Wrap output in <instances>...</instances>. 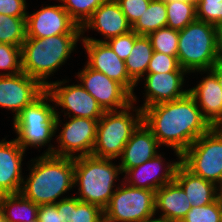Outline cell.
Instances as JSON below:
<instances>
[{
  "mask_svg": "<svg viewBox=\"0 0 222 222\" xmlns=\"http://www.w3.org/2000/svg\"><path fill=\"white\" fill-rule=\"evenodd\" d=\"M142 121L159 145L171 147L179 159L191 144L212 128L189 93L182 98L144 108Z\"/></svg>",
  "mask_w": 222,
  "mask_h": 222,
  "instance_id": "6da1fadb",
  "label": "cell"
},
{
  "mask_svg": "<svg viewBox=\"0 0 222 222\" xmlns=\"http://www.w3.org/2000/svg\"><path fill=\"white\" fill-rule=\"evenodd\" d=\"M30 174L23 181L21 194L33 203L56 204L74 186V158L41 155L31 159Z\"/></svg>",
  "mask_w": 222,
  "mask_h": 222,
  "instance_id": "7a4b0ae2",
  "label": "cell"
},
{
  "mask_svg": "<svg viewBox=\"0 0 222 222\" xmlns=\"http://www.w3.org/2000/svg\"><path fill=\"white\" fill-rule=\"evenodd\" d=\"M81 37L82 34L26 37L21 47L22 71L46 88L47 78L67 61Z\"/></svg>",
  "mask_w": 222,
  "mask_h": 222,
  "instance_id": "3957f363",
  "label": "cell"
},
{
  "mask_svg": "<svg viewBox=\"0 0 222 222\" xmlns=\"http://www.w3.org/2000/svg\"><path fill=\"white\" fill-rule=\"evenodd\" d=\"M113 159L97 158L92 155L74 158V185L78 186L80 201L106 208L115 189V181L122 174Z\"/></svg>",
  "mask_w": 222,
  "mask_h": 222,
  "instance_id": "277c9868",
  "label": "cell"
},
{
  "mask_svg": "<svg viewBox=\"0 0 222 222\" xmlns=\"http://www.w3.org/2000/svg\"><path fill=\"white\" fill-rule=\"evenodd\" d=\"M50 101L53 99L45 90L13 118V127L18 135L15 140L24 151L28 146H45L55 136L61 120L55 106L49 104Z\"/></svg>",
  "mask_w": 222,
  "mask_h": 222,
  "instance_id": "5b68a950",
  "label": "cell"
},
{
  "mask_svg": "<svg viewBox=\"0 0 222 222\" xmlns=\"http://www.w3.org/2000/svg\"><path fill=\"white\" fill-rule=\"evenodd\" d=\"M177 58L189 74L210 70L220 60L216 26L196 19L180 30Z\"/></svg>",
  "mask_w": 222,
  "mask_h": 222,
  "instance_id": "8992f818",
  "label": "cell"
},
{
  "mask_svg": "<svg viewBox=\"0 0 222 222\" xmlns=\"http://www.w3.org/2000/svg\"><path fill=\"white\" fill-rule=\"evenodd\" d=\"M133 103L118 111H105L98 120L96 141L92 156L97 158H120L133 131L142 122V109ZM135 113H130L132 110ZM135 109V110H134ZM136 116V117H134Z\"/></svg>",
  "mask_w": 222,
  "mask_h": 222,
  "instance_id": "52a82bcc",
  "label": "cell"
},
{
  "mask_svg": "<svg viewBox=\"0 0 222 222\" xmlns=\"http://www.w3.org/2000/svg\"><path fill=\"white\" fill-rule=\"evenodd\" d=\"M181 163L218 186L222 179V127H212L200 136L181 154Z\"/></svg>",
  "mask_w": 222,
  "mask_h": 222,
  "instance_id": "ba28073f",
  "label": "cell"
},
{
  "mask_svg": "<svg viewBox=\"0 0 222 222\" xmlns=\"http://www.w3.org/2000/svg\"><path fill=\"white\" fill-rule=\"evenodd\" d=\"M123 183V184H122ZM118 185L103 212L120 222H137L156 215L155 191Z\"/></svg>",
  "mask_w": 222,
  "mask_h": 222,
  "instance_id": "9c48e42d",
  "label": "cell"
},
{
  "mask_svg": "<svg viewBox=\"0 0 222 222\" xmlns=\"http://www.w3.org/2000/svg\"><path fill=\"white\" fill-rule=\"evenodd\" d=\"M71 120L63 125L57 136L58 148L49 145L44 155L76 158L92 154L99 119L84 117H68ZM77 152L78 155H75ZM80 152V153H78Z\"/></svg>",
  "mask_w": 222,
  "mask_h": 222,
  "instance_id": "30bf717a",
  "label": "cell"
},
{
  "mask_svg": "<svg viewBox=\"0 0 222 222\" xmlns=\"http://www.w3.org/2000/svg\"><path fill=\"white\" fill-rule=\"evenodd\" d=\"M77 76L84 89L104 111L122 110L133 103V95L122 84L93 70L87 64Z\"/></svg>",
  "mask_w": 222,
  "mask_h": 222,
  "instance_id": "8fae6325",
  "label": "cell"
},
{
  "mask_svg": "<svg viewBox=\"0 0 222 222\" xmlns=\"http://www.w3.org/2000/svg\"><path fill=\"white\" fill-rule=\"evenodd\" d=\"M67 82L69 81L49 82L46 91L52 97V102L56 106L62 107L63 110H67L69 117L73 113L72 117L100 119L105 111L96 99L84 89L81 83L65 86L64 84Z\"/></svg>",
  "mask_w": 222,
  "mask_h": 222,
  "instance_id": "7c38bea8",
  "label": "cell"
},
{
  "mask_svg": "<svg viewBox=\"0 0 222 222\" xmlns=\"http://www.w3.org/2000/svg\"><path fill=\"white\" fill-rule=\"evenodd\" d=\"M59 34H82L62 5H49L27 14L26 37L44 38Z\"/></svg>",
  "mask_w": 222,
  "mask_h": 222,
  "instance_id": "4fadbf2b",
  "label": "cell"
},
{
  "mask_svg": "<svg viewBox=\"0 0 222 222\" xmlns=\"http://www.w3.org/2000/svg\"><path fill=\"white\" fill-rule=\"evenodd\" d=\"M45 90L37 79L23 71L15 75H0V107L15 112V118Z\"/></svg>",
  "mask_w": 222,
  "mask_h": 222,
  "instance_id": "5bb4252c",
  "label": "cell"
},
{
  "mask_svg": "<svg viewBox=\"0 0 222 222\" xmlns=\"http://www.w3.org/2000/svg\"><path fill=\"white\" fill-rule=\"evenodd\" d=\"M81 41L88 54L87 65L122 84L133 95V103L136 102L137 97L133 91L137 84L129 77L125 61L120 59L106 42Z\"/></svg>",
  "mask_w": 222,
  "mask_h": 222,
  "instance_id": "9a60e30c",
  "label": "cell"
},
{
  "mask_svg": "<svg viewBox=\"0 0 222 222\" xmlns=\"http://www.w3.org/2000/svg\"><path fill=\"white\" fill-rule=\"evenodd\" d=\"M162 158L161 154L158 153L143 164L128 169L124 173L123 180L130 186L152 191H156L165 184L171 183L175 179V173L181 163V159L172 163L168 162L164 167L165 172L160 173V175V169L165 165Z\"/></svg>",
  "mask_w": 222,
  "mask_h": 222,
  "instance_id": "2e32d148",
  "label": "cell"
},
{
  "mask_svg": "<svg viewBox=\"0 0 222 222\" xmlns=\"http://www.w3.org/2000/svg\"><path fill=\"white\" fill-rule=\"evenodd\" d=\"M82 29V38L80 40H91L105 42L110 38L124 35L132 30L126 16L123 14L119 4L115 0H106L97 8L92 17L84 24ZM86 29H94L105 36L106 40L84 37Z\"/></svg>",
  "mask_w": 222,
  "mask_h": 222,
  "instance_id": "e0dca14e",
  "label": "cell"
},
{
  "mask_svg": "<svg viewBox=\"0 0 222 222\" xmlns=\"http://www.w3.org/2000/svg\"><path fill=\"white\" fill-rule=\"evenodd\" d=\"M185 74H187L185 70H175L168 73H147L145 77L146 99L140 108L143 110L158 103L184 97L188 93V89H182Z\"/></svg>",
  "mask_w": 222,
  "mask_h": 222,
  "instance_id": "ac0fdd59",
  "label": "cell"
},
{
  "mask_svg": "<svg viewBox=\"0 0 222 222\" xmlns=\"http://www.w3.org/2000/svg\"><path fill=\"white\" fill-rule=\"evenodd\" d=\"M196 87L188 89V93L196 100L202 116L212 127H222V90L216 75L211 71Z\"/></svg>",
  "mask_w": 222,
  "mask_h": 222,
  "instance_id": "d6986e66",
  "label": "cell"
},
{
  "mask_svg": "<svg viewBox=\"0 0 222 222\" xmlns=\"http://www.w3.org/2000/svg\"><path fill=\"white\" fill-rule=\"evenodd\" d=\"M4 140L0 141V190L5 194H18L25 179L21 174L25 151L15 139Z\"/></svg>",
  "mask_w": 222,
  "mask_h": 222,
  "instance_id": "ffe728a7",
  "label": "cell"
},
{
  "mask_svg": "<svg viewBox=\"0 0 222 222\" xmlns=\"http://www.w3.org/2000/svg\"><path fill=\"white\" fill-rule=\"evenodd\" d=\"M159 146L151 130L142 121L123 149L119 163L122 173L155 157Z\"/></svg>",
  "mask_w": 222,
  "mask_h": 222,
  "instance_id": "44dd1931",
  "label": "cell"
},
{
  "mask_svg": "<svg viewBox=\"0 0 222 222\" xmlns=\"http://www.w3.org/2000/svg\"><path fill=\"white\" fill-rule=\"evenodd\" d=\"M187 195L183 188L174 180L155 191V210L167 222H181L191 209Z\"/></svg>",
  "mask_w": 222,
  "mask_h": 222,
  "instance_id": "7402d4cb",
  "label": "cell"
},
{
  "mask_svg": "<svg viewBox=\"0 0 222 222\" xmlns=\"http://www.w3.org/2000/svg\"><path fill=\"white\" fill-rule=\"evenodd\" d=\"M185 191L192 206H204L219 198L217 185L193 174L182 163L179 164L174 179Z\"/></svg>",
  "mask_w": 222,
  "mask_h": 222,
  "instance_id": "603a6c76",
  "label": "cell"
},
{
  "mask_svg": "<svg viewBox=\"0 0 222 222\" xmlns=\"http://www.w3.org/2000/svg\"><path fill=\"white\" fill-rule=\"evenodd\" d=\"M57 210H61V222H99L103 210L76 197L58 199Z\"/></svg>",
  "mask_w": 222,
  "mask_h": 222,
  "instance_id": "cb8c5ba5",
  "label": "cell"
},
{
  "mask_svg": "<svg viewBox=\"0 0 222 222\" xmlns=\"http://www.w3.org/2000/svg\"><path fill=\"white\" fill-rule=\"evenodd\" d=\"M153 48L148 36L138 35L135 38L133 49L125 60L129 77L136 83L140 81L145 73L153 54Z\"/></svg>",
  "mask_w": 222,
  "mask_h": 222,
  "instance_id": "d4e9b609",
  "label": "cell"
},
{
  "mask_svg": "<svg viewBox=\"0 0 222 222\" xmlns=\"http://www.w3.org/2000/svg\"><path fill=\"white\" fill-rule=\"evenodd\" d=\"M38 204L26 199L21 193L6 194L2 212L7 222H30L37 218Z\"/></svg>",
  "mask_w": 222,
  "mask_h": 222,
  "instance_id": "484cf974",
  "label": "cell"
},
{
  "mask_svg": "<svg viewBox=\"0 0 222 222\" xmlns=\"http://www.w3.org/2000/svg\"><path fill=\"white\" fill-rule=\"evenodd\" d=\"M167 10L163 0H151L139 20L132 26V31L138 35L148 36L150 33L166 27Z\"/></svg>",
  "mask_w": 222,
  "mask_h": 222,
  "instance_id": "4316f807",
  "label": "cell"
},
{
  "mask_svg": "<svg viewBox=\"0 0 222 222\" xmlns=\"http://www.w3.org/2000/svg\"><path fill=\"white\" fill-rule=\"evenodd\" d=\"M165 4L167 10L166 26L171 29L180 31L197 19L196 5L192 2L183 0Z\"/></svg>",
  "mask_w": 222,
  "mask_h": 222,
  "instance_id": "83f0119b",
  "label": "cell"
},
{
  "mask_svg": "<svg viewBox=\"0 0 222 222\" xmlns=\"http://www.w3.org/2000/svg\"><path fill=\"white\" fill-rule=\"evenodd\" d=\"M26 40V17L0 14V43L22 47Z\"/></svg>",
  "mask_w": 222,
  "mask_h": 222,
  "instance_id": "f1b7e54d",
  "label": "cell"
},
{
  "mask_svg": "<svg viewBox=\"0 0 222 222\" xmlns=\"http://www.w3.org/2000/svg\"><path fill=\"white\" fill-rule=\"evenodd\" d=\"M62 7L69 14L71 19L79 26L84 24L92 17L94 11L99 8L106 0H58Z\"/></svg>",
  "mask_w": 222,
  "mask_h": 222,
  "instance_id": "f546056e",
  "label": "cell"
},
{
  "mask_svg": "<svg viewBox=\"0 0 222 222\" xmlns=\"http://www.w3.org/2000/svg\"><path fill=\"white\" fill-rule=\"evenodd\" d=\"M148 37L153 51L177 57L179 31L166 26L150 33Z\"/></svg>",
  "mask_w": 222,
  "mask_h": 222,
  "instance_id": "4dcf8cb0",
  "label": "cell"
},
{
  "mask_svg": "<svg viewBox=\"0 0 222 222\" xmlns=\"http://www.w3.org/2000/svg\"><path fill=\"white\" fill-rule=\"evenodd\" d=\"M222 202L218 198L215 202L204 206H192L181 222H221Z\"/></svg>",
  "mask_w": 222,
  "mask_h": 222,
  "instance_id": "1f68e13d",
  "label": "cell"
},
{
  "mask_svg": "<svg viewBox=\"0 0 222 222\" xmlns=\"http://www.w3.org/2000/svg\"><path fill=\"white\" fill-rule=\"evenodd\" d=\"M0 70H9L0 75H15L22 72L21 47L0 43Z\"/></svg>",
  "mask_w": 222,
  "mask_h": 222,
  "instance_id": "d6a6232c",
  "label": "cell"
},
{
  "mask_svg": "<svg viewBox=\"0 0 222 222\" xmlns=\"http://www.w3.org/2000/svg\"><path fill=\"white\" fill-rule=\"evenodd\" d=\"M198 20L219 25L222 23V0H200L196 5Z\"/></svg>",
  "mask_w": 222,
  "mask_h": 222,
  "instance_id": "836d02e7",
  "label": "cell"
},
{
  "mask_svg": "<svg viewBox=\"0 0 222 222\" xmlns=\"http://www.w3.org/2000/svg\"><path fill=\"white\" fill-rule=\"evenodd\" d=\"M184 70L180 67L178 58L154 51L149 62L147 73H168Z\"/></svg>",
  "mask_w": 222,
  "mask_h": 222,
  "instance_id": "e575fe53",
  "label": "cell"
},
{
  "mask_svg": "<svg viewBox=\"0 0 222 222\" xmlns=\"http://www.w3.org/2000/svg\"><path fill=\"white\" fill-rule=\"evenodd\" d=\"M128 23L133 26L144 12H146L151 0H115Z\"/></svg>",
  "mask_w": 222,
  "mask_h": 222,
  "instance_id": "d590c367",
  "label": "cell"
},
{
  "mask_svg": "<svg viewBox=\"0 0 222 222\" xmlns=\"http://www.w3.org/2000/svg\"><path fill=\"white\" fill-rule=\"evenodd\" d=\"M138 36L134 31L127 34L116 36L105 41L120 59L125 61L133 49L135 38Z\"/></svg>",
  "mask_w": 222,
  "mask_h": 222,
  "instance_id": "8d00e7d4",
  "label": "cell"
},
{
  "mask_svg": "<svg viewBox=\"0 0 222 222\" xmlns=\"http://www.w3.org/2000/svg\"><path fill=\"white\" fill-rule=\"evenodd\" d=\"M26 0H0V14L14 17H26Z\"/></svg>",
  "mask_w": 222,
  "mask_h": 222,
  "instance_id": "74e56055",
  "label": "cell"
},
{
  "mask_svg": "<svg viewBox=\"0 0 222 222\" xmlns=\"http://www.w3.org/2000/svg\"><path fill=\"white\" fill-rule=\"evenodd\" d=\"M40 222H61V210H57L56 204H42L38 207Z\"/></svg>",
  "mask_w": 222,
  "mask_h": 222,
  "instance_id": "f35d334b",
  "label": "cell"
},
{
  "mask_svg": "<svg viewBox=\"0 0 222 222\" xmlns=\"http://www.w3.org/2000/svg\"><path fill=\"white\" fill-rule=\"evenodd\" d=\"M210 70L216 75L222 90V60H219Z\"/></svg>",
  "mask_w": 222,
  "mask_h": 222,
  "instance_id": "ab89813d",
  "label": "cell"
},
{
  "mask_svg": "<svg viewBox=\"0 0 222 222\" xmlns=\"http://www.w3.org/2000/svg\"><path fill=\"white\" fill-rule=\"evenodd\" d=\"M217 31V47L219 58L222 60V23L216 26Z\"/></svg>",
  "mask_w": 222,
  "mask_h": 222,
  "instance_id": "60d3db41",
  "label": "cell"
},
{
  "mask_svg": "<svg viewBox=\"0 0 222 222\" xmlns=\"http://www.w3.org/2000/svg\"><path fill=\"white\" fill-rule=\"evenodd\" d=\"M99 222H120L117 219L111 218L110 216L106 215L104 212L100 217Z\"/></svg>",
  "mask_w": 222,
  "mask_h": 222,
  "instance_id": "b9f144b4",
  "label": "cell"
},
{
  "mask_svg": "<svg viewBox=\"0 0 222 222\" xmlns=\"http://www.w3.org/2000/svg\"><path fill=\"white\" fill-rule=\"evenodd\" d=\"M154 216H152V217H150V218H147V219H144V220H140V221H137V222H167V221H165L163 218H154Z\"/></svg>",
  "mask_w": 222,
  "mask_h": 222,
  "instance_id": "7bdbcfd3",
  "label": "cell"
},
{
  "mask_svg": "<svg viewBox=\"0 0 222 222\" xmlns=\"http://www.w3.org/2000/svg\"><path fill=\"white\" fill-rule=\"evenodd\" d=\"M5 195L6 194L2 190H0V210H2V203Z\"/></svg>",
  "mask_w": 222,
  "mask_h": 222,
  "instance_id": "ee69618b",
  "label": "cell"
},
{
  "mask_svg": "<svg viewBox=\"0 0 222 222\" xmlns=\"http://www.w3.org/2000/svg\"><path fill=\"white\" fill-rule=\"evenodd\" d=\"M0 222H7L5 217H4V214H3L2 210H0Z\"/></svg>",
  "mask_w": 222,
  "mask_h": 222,
  "instance_id": "f6af8a7d",
  "label": "cell"
},
{
  "mask_svg": "<svg viewBox=\"0 0 222 222\" xmlns=\"http://www.w3.org/2000/svg\"><path fill=\"white\" fill-rule=\"evenodd\" d=\"M219 186H217V190L218 193H220L222 191V179L220 180V182L218 183Z\"/></svg>",
  "mask_w": 222,
  "mask_h": 222,
  "instance_id": "bcb514c9",
  "label": "cell"
},
{
  "mask_svg": "<svg viewBox=\"0 0 222 222\" xmlns=\"http://www.w3.org/2000/svg\"><path fill=\"white\" fill-rule=\"evenodd\" d=\"M186 1L192 2L195 5H197L200 2V0H186Z\"/></svg>",
  "mask_w": 222,
  "mask_h": 222,
  "instance_id": "7dc6e473",
  "label": "cell"
},
{
  "mask_svg": "<svg viewBox=\"0 0 222 222\" xmlns=\"http://www.w3.org/2000/svg\"><path fill=\"white\" fill-rule=\"evenodd\" d=\"M165 3L173 2V1H183V0H163Z\"/></svg>",
  "mask_w": 222,
  "mask_h": 222,
  "instance_id": "c3c4849f",
  "label": "cell"
},
{
  "mask_svg": "<svg viewBox=\"0 0 222 222\" xmlns=\"http://www.w3.org/2000/svg\"><path fill=\"white\" fill-rule=\"evenodd\" d=\"M30 222H40L39 218H35L34 220L30 221Z\"/></svg>",
  "mask_w": 222,
  "mask_h": 222,
  "instance_id": "681fc988",
  "label": "cell"
},
{
  "mask_svg": "<svg viewBox=\"0 0 222 222\" xmlns=\"http://www.w3.org/2000/svg\"><path fill=\"white\" fill-rule=\"evenodd\" d=\"M219 198H220V200L222 202V191L219 193Z\"/></svg>",
  "mask_w": 222,
  "mask_h": 222,
  "instance_id": "f907efd6",
  "label": "cell"
}]
</instances>
